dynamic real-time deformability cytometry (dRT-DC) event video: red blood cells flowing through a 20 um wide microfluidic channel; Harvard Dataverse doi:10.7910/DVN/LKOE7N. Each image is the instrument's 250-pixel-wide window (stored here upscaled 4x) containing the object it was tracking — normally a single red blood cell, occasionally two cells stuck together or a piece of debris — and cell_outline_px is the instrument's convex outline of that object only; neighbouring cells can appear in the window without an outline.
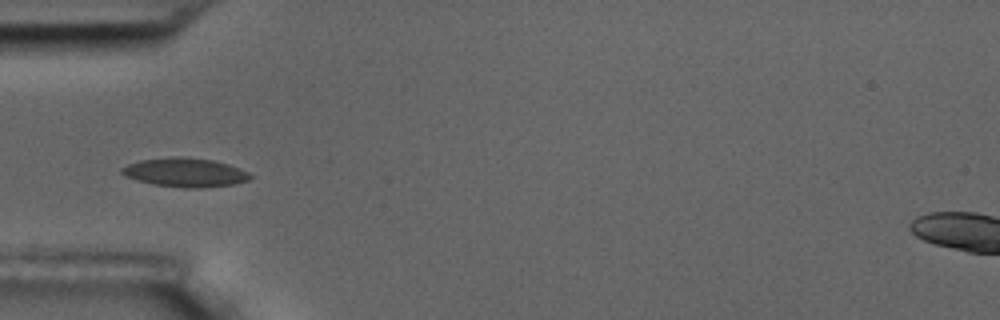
{"species": "common noctule bat (a hibernating species)", "species_latin": "Nyctalus noctula", "temperature_condition": "room temperature", "stored_images_in_passage": 15, "camera_frame_rate_fps": 3000, "um_per_image_px": 0.085, "animal": {"sex": "male", "body_mass_g": 17.5, "forearm_length_mm": 52.3}, "frame": {"image": 1, "passage_image": 5, "time_ms": 5.333, "image_size_px": [1000, 320], "cell_outline_px": [[252, 176], [248, 180], [236, 184], [200, 188], [184, 188], [152, 184], [136, 180], [124, 176], [120, 172], [120, 168], [128, 164], [140, 160], [176, 156], [212, 160], [228, 164], [248, 172]], "centroid_in_image_um": [15.7, 14.67], "position_along_channel_um": 69.3, "area_um2": 21.68}}
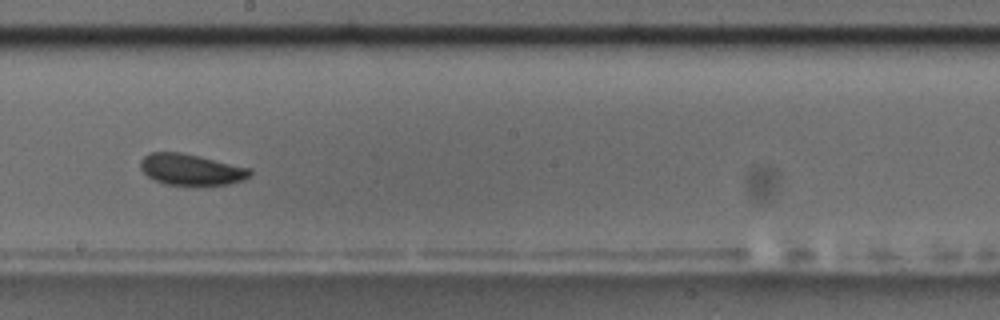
{"frame": {"image": 2, "passage_image": 9, "time_ms": 10.0, "image_size_px": [1000, 320], "cell_outline_px": [[252, 176], [244, 180], [228, 184], [164, 184], [148, 176], [140, 168], [140, 160], [148, 152], [180, 152], [200, 156], [252, 168]], "centroid_in_image_um": [16.27, 14.39], "position_along_channel_um": 231.9, "area_um2": 19.88}, "authors_computed_cell_mechanics": {"area_um2": 20.1144, "velocity_mm_per_s": 3.501, "shape_relaxation_time_tau1_ms": 3.3482, "shape_relaxation_time_tau2_ms": null, "deformation_change_tau1": 0.0634, "deformation_change_tau2": null}}